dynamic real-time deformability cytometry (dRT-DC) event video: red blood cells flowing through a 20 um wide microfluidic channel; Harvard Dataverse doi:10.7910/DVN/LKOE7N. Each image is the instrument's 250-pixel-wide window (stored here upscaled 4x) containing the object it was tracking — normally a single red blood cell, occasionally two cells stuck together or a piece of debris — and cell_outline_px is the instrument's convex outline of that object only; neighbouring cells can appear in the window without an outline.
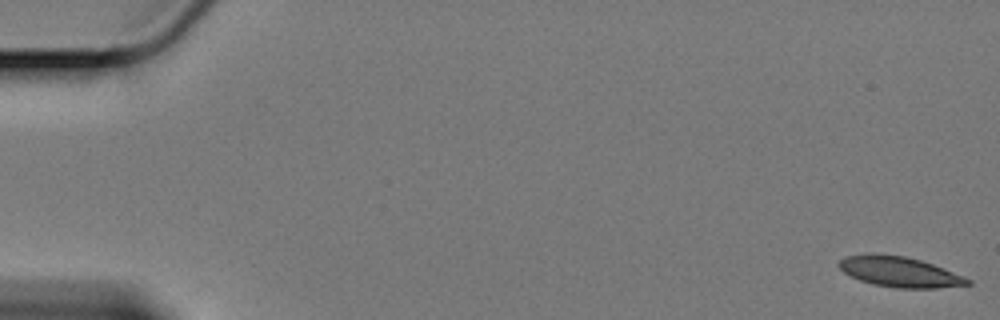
{"species": "Egyptian fruit bat (a non-hibernating species)", "species_latin": "Rousettus aegyptiacus", "temperature_condition": "cold", "stored_images_in_passage": 18, "camera_frame_rate_fps": 3000, "um_per_image_px": 0.085, "animal": {"sex": "female"}, "frame": {"image": 1, "passage_image": 1, "time_ms": 0.0, "image_size_px": [1000, 320], "cell_outline_px": [[972, 284], [936, 288], [896, 288], [872, 284], [860, 280], [844, 272], [836, 264], [844, 256], [872, 252], [904, 256], [920, 260], [932, 264], [964, 276], [972, 280]], "centroid_in_image_um": [76.43, 23.09], "position_along_channel_um": 8.6, "area_um2": 22.89}}